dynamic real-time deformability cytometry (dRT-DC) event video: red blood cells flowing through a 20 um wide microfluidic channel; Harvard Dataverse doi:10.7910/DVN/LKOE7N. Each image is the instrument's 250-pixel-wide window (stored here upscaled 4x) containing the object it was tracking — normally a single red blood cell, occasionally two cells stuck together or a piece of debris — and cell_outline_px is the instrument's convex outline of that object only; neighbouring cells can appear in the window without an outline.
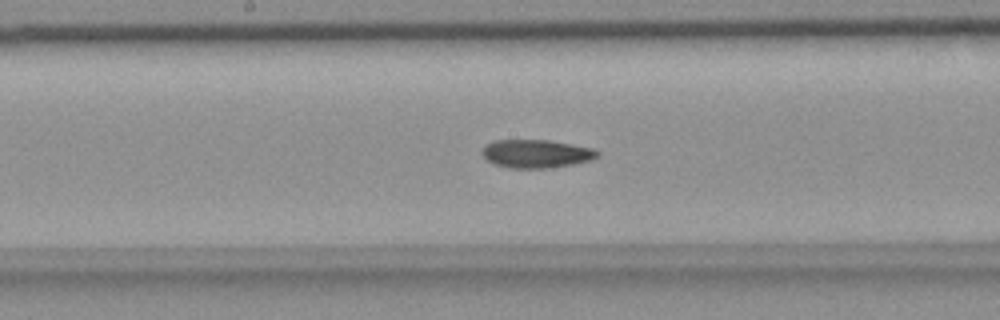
{"species": "common noctule bat (a hibernating species)", "species_latin": "Nyctalus noctula", "temperature_condition": "room temperature", "stored_images_in_passage": 56, "camera_frame_rate_fps": 3000, "um_per_image_px": 0.085, "animal": {"sex": "female", "body_mass_g": 18.4}, "frame": {"image": 1, "passage_image": 28, "time_ms": 9.0, "image_size_px": [1000, 320], "cell_outline_px": [[600, 156], [592, 160], [572, 164], [548, 168], [512, 168], [496, 164], [488, 160], [480, 152], [484, 144], [492, 140], [548, 140], [572, 144], [592, 148], [600, 152]], "centroid_in_image_um": [45.58, 13.05], "position_along_channel_um": 202.6, "area_um2": 19.07}}
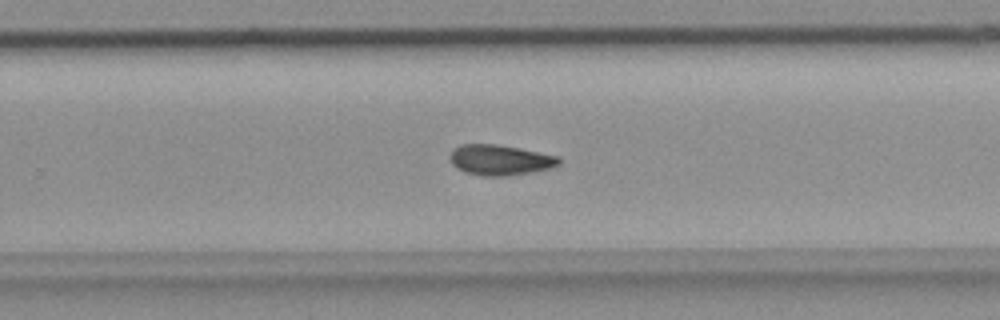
{"frame": {"image": 2, "passage_image": 35, "time_ms": 11.333, "image_size_px": [1000, 320], "cell_outline_px": [[560, 164], [552, 168], [504, 176], [480, 176], [464, 172], [456, 168], [452, 164], [448, 156], [452, 148], [460, 144], [496, 144], [560, 156]], "centroid_in_image_um": [42.45, 13.59], "position_along_channel_um": 287.4, "area_um2": 19.48}}
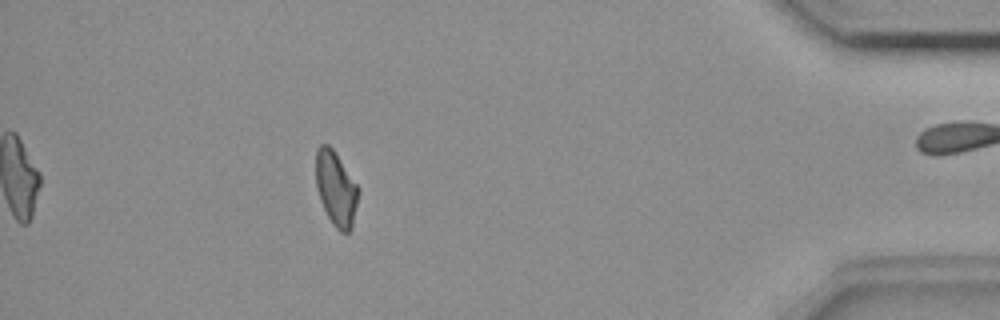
{"frame": {"image": 3, "passage_image": 49, "time_ms": 16.0, "image_size_px": [1000, 320], "cell_outline_px": [[360, 188], [352, 228], [348, 232], [340, 232], [332, 224], [320, 200], [316, 188], [316, 148], [320, 144], [328, 144], [332, 148]], "centroid_in_image_um": [28.56, 16.03], "position_along_channel_um": 406.6, "area_um2": 18.5}, "authors_computed_cell_mechanics": {"area_um2": 19.1607, "velocity_mm_per_s": 3.6482, "shape_relaxation_time_tau1_ms": null, "shape_relaxation_time_tau2_ms": 6.0129, "deformation_change_tau1": null, "deformation_change_tau2": 0.1258}}